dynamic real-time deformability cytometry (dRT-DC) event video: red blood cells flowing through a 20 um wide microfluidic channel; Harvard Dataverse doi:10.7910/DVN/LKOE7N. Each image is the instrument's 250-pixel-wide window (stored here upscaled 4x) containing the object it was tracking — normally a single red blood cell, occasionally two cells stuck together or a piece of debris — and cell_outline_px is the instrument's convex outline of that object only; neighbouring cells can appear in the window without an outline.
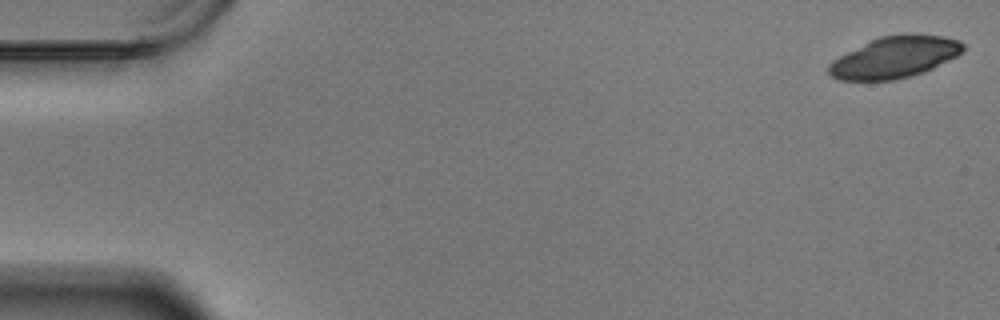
{"species": "Egyptian fruit bat (a non-hibernating species)", "species_latin": "Rousettus aegyptiacus", "temperature_condition": "warm", "stored_images_in_passage": 33, "camera_frame_rate_fps": 3000, "um_per_image_px": 0.085, "animal": {"sex": "male"}, "frame": {"image": 1, "passage_image": 1, "time_ms": 0.0, "image_size_px": [1000, 320], "cell_outline_px": [[964, 48], [956, 56], [932, 68], [912, 76], [892, 80], [840, 80], [832, 76], [828, 72], [828, 64], [832, 60], [880, 36], [904, 32], [908, 32], [944, 36], [960, 40], [964, 44]], "centroid_in_image_um": [76.07, 4.84], "position_along_channel_um": 8.9, "area_um2": 32.43}}
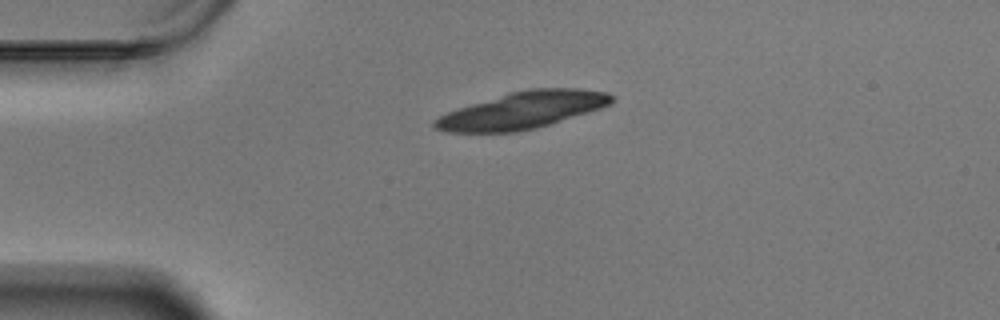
{"frame": {"image": 2, "passage_image": 14, "time_ms": 4.333, "image_size_px": [1000, 320], "cell_outline_px": [[616, 100], [612, 104], [588, 112], [536, 128], [516, 132], [448, 132], [436, 128], [432, 124], [432, 120], [448, 112], [508, 92], [528, 88], [580, 88], [608, 92], [616, 96]], "centroid_in_image_um": [44.48, 9.35], "position_along_channel_um": 40.5, "area_um2": 37.97}}